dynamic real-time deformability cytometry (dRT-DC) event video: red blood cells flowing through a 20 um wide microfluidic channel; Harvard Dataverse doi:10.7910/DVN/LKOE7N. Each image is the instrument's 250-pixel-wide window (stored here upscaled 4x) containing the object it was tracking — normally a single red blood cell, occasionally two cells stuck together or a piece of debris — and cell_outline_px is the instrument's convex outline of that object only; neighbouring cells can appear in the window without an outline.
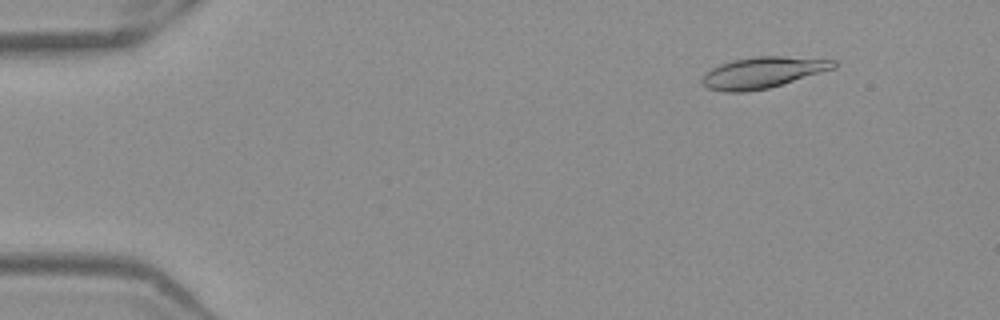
{"species": "Egyptian fruit bat (a non-hibernating species)", "species_latin": "Rousettus aegyptiacus", "temperature_condition": "warm", "stored_images_in_passage": 52, "camera_frame_rate_fps": 3000, "um_per_image_px": 0.085, "frame": {"image": 1, "passage_image": 6, "time_ms": 1.667, "image_size_px": [1000, 320], "cell_outline_px": [[836, 68], [768, 88], [748, 92], [724, 92], [708, 88], [700, 80], [704, 72], [720, 64], [732, 60], [752, 56], [780, 56], [836, 60]], "centroid_in_image_um": [64.79, 6.16], "position_along_channel_um": 20.2, "area_um2": 23.93}}
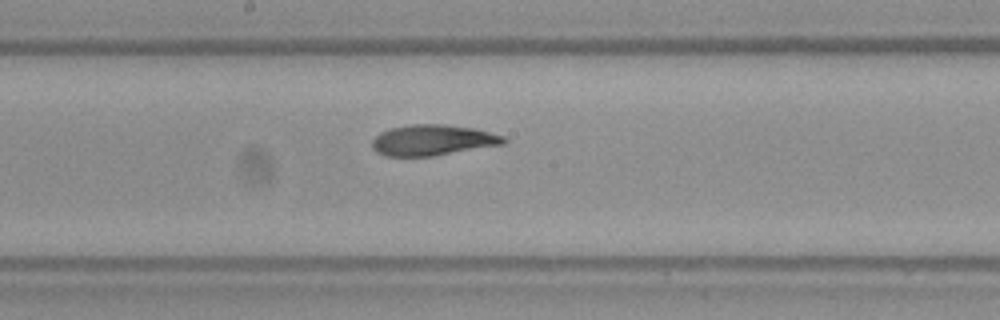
{"frame": {"image": 2, "passage_image": 28, "time_ms": 9.0, "image_size_px": [1000, 320], "cell_outline_px": [[508, 140], [504, 144], [432, 156], [384, 156], [376, 152], [372, 148], [372, 140], [380, 132], [392, 128], [412, 124], [444, 124], [476, 128], [504, 136]], "centroid_in_image_um": [36.78, 11.91], "position_along_channel_um": 211.4, "area_um2": 23.64}}
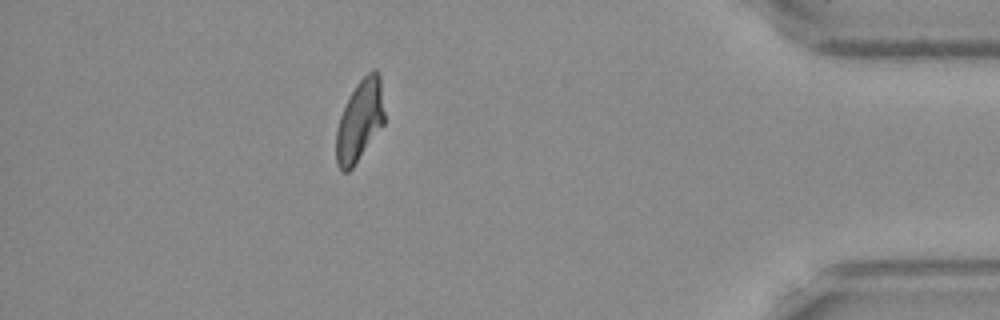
{"frame": {"image": 3, "passage_image": 46, "time_ms": 15.0, "image_size_px": [1000, 320], "cell_outline_px": [[384, 124], [352, 168], [348, 172], [340, 172], [336, 164], [336, 128], [340, 116], [356, 84], [372, 68], [376, 68], [380, 76], [384, 112]], "centroid_in_image_um": [30.57, 10.27], "position_along_channel_um": 404.6, "area_um2": 22.83}, "authors_computed_cell_mechanics": {"area_um2": 23.8425, "velocity_mm_per_s": 3.9481, "shape_relaxation_time_tau1_ms": 7.0396, "shape_relaxation_time_tau2_ms": 3.6254, "deformation_change_tau1": 0.223, "deformation_change_tau2": 0.1003}}